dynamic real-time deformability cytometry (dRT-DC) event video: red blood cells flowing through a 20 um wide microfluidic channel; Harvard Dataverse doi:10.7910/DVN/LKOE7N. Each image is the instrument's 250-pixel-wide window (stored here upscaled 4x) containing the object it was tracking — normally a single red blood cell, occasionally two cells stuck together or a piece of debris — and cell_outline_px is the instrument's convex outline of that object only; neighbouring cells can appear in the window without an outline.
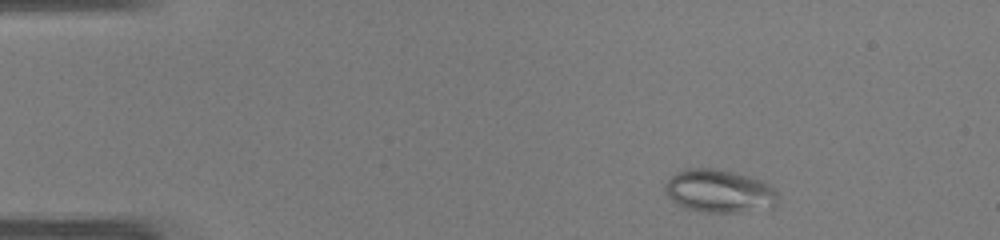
{"species": "common noctule bat (a hibernating species)", "species_latin": "Nyctalus noctula", "temperature_condition": "warm", "stored_images_in_passage": 44, "camera_frame_rate_fps": 3000, "um_per_image_px": 0.085, "animal": {"sex": "male", "body_mass_g": 19.0, "forearm_length_mm": 50.8}, "frame": {"image": 1, "passage_image": 3, "time_ms": 0.667, "image_size_px": [1000, 240], "cell_outline_px": [[780, 196], [776, 208], [740, 212], [704, 212], [688, 208], [672, 200], [668, 196], [664, 188], [664, 184], [676, 172], [684, 168], [716, 168], [736, 172], [760, 180], [768, 184]], "centroid_in_image_um": [61.19, 16.24], "position_along_channel_um": 23.8, "area_um2": 28.55}}
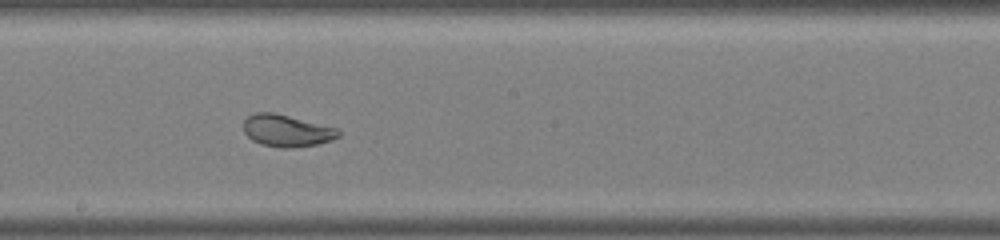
{"frame": {"image": 2, "passage_image": 23, "time_ms": 7.333, "image_size_px": [1000, 240], "cell_outline_px": [[340, 136], [332, 140], [316, 144], [296, 148], [280, 148], [260, 144], [252, 140], [244, 132], [244, 120], [248, 116], [256, 112], [272, 112], [336, 128], [340, 132]], "centroid_in_image_um": [24.35, 11.12], "position_along_channel_um": 223.9, "area_um2": 17.57}}
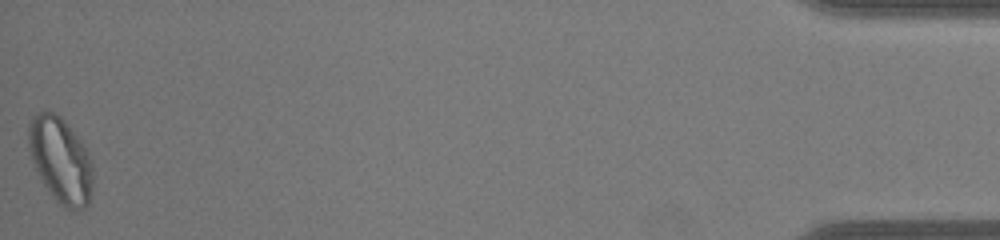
{"frame": {"image": 3, "passage_image": 44, "time_ms": 14.333, "image_size_px": [1000, 240], "cell_outline_px": [[92, 188], [88, 204], [84, 208], [68, 208], [60, 204], [56, 200], [44, 184], [32, 160], [28, 148], [28, 124], [32, 116], [36, 112], [56, 112], [64, 120], [80, 140], [88, 152], [92, 160]], "centroid_in_image_um": [5.14, 13.57], "position_along_channel_um": 430.1, "area_um2": 31.79}}